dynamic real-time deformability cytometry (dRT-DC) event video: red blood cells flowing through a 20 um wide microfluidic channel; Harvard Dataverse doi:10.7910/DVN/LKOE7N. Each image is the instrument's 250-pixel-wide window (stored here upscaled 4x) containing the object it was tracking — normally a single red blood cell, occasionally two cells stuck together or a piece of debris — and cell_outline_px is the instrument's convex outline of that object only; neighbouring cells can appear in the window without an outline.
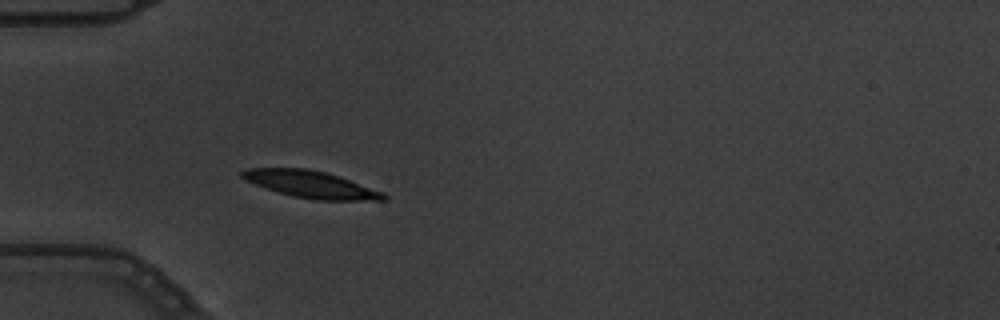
{"species": "common noctule bat (a hibernating species)", "species_latin": "Nyctalus noctula", "temperature_condition": "warm", "stored_images_in_passage": 3, "camera_frame_rate_fps": 3000, "um_per_image_px": 0.085, "animal": {"sex": "male", "body_mass_g": 19.5, "forearm_length_mm": 54.6}, "frame": {"image": 1, "passage_image": 3, "time_ms": 0.667, "image_size_px": [1000, 320], "cell_outline_px": [[388, 196], [384, 200], [316, 200], [296, 196], [280, 192], [256, 184], [240, 176], [240, 172], [248, 168], [308, 168], [324, 172], [384, 192]], "centroid_in_image_um": [26.44, 15.67], "position_along_channel_um": 58.6, "area_um2": 21.62}}